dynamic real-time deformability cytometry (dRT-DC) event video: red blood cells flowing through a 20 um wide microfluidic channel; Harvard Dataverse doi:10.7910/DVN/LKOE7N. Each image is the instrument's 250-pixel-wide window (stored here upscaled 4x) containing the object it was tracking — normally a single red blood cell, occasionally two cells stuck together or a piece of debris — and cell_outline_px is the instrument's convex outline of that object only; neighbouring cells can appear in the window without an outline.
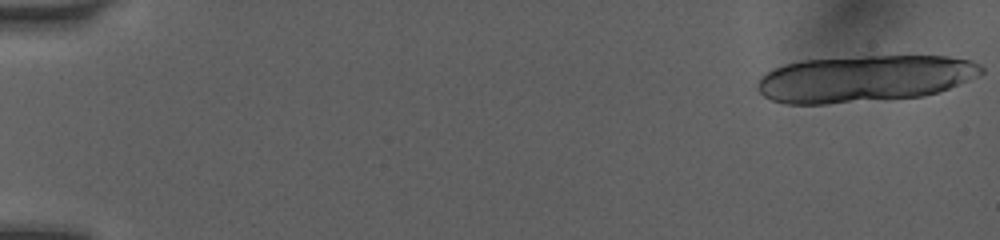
{"species": "human", "species_latin": "Homo sapiens", "temperature_condition": "room temperature", "stored_images_in_passage": 19, "camera_frame_rate_fps": 3000, "um_per_image_px": 0.085, "donor": {"sex": "female"}, "frame": {"image": 1, "passage_image": 1, "time_ms": 0.0, "image_size_px": [1000, 240], "cell_outline_px": [[984, 72], [980, 76], [948, 88], [936, 92], [920, 96], [824, 104], [788, 104], [772, 100], [764, 96], [756, 88], [756, 84], [760, 76], [784, 64], [800, 60], [864, 56], [948, 56], [972, 60], [980, 64], [984, 68]], "centroid_in_image_um": [73.48, 6.67], "position_along_channel_um": 11.5, "area_um2": 60.98}}